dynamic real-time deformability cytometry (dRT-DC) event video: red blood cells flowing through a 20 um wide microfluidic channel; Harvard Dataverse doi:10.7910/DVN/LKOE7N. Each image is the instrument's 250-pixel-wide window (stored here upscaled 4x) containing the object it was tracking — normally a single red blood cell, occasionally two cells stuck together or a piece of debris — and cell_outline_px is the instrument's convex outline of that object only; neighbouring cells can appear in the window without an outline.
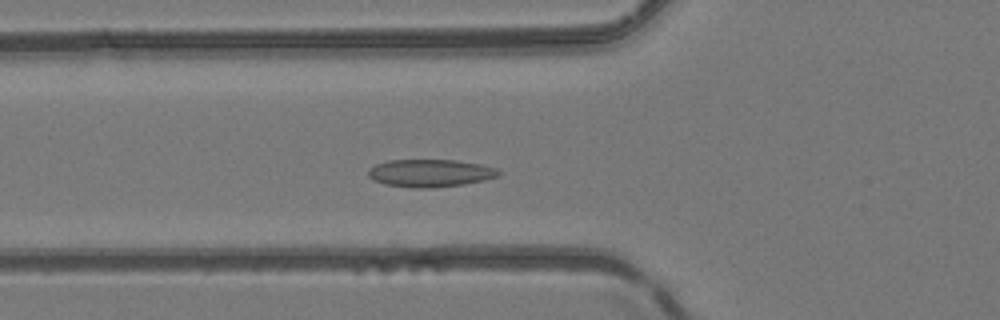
{"species": "common noctule bat (a hibernating species)", "species_latin": "Nyctalus noctula", "temperature_condition": "room temperature", "stored_images_in_passage": 48, "camera_frame_rate_fps": 3000, "um_per_image_px": 0.085, "animal": {"sex": "female", "body_mass_g": 24.6, "forearm_length_mm": 56.2}, "frame": {"image": 1, "passage_image": 16, "time_ms": 5.0, "image_size_px": [1000, 320], "cell_outline_px": [[500, 172], [496, 176], [484, 180], [464, 184], [432, 188], [416, 188], [384, 184], [372, 180], [368, 176], [368, 168], [376, 164], [388, 160], [456, 160], [480, 164], [496, 168]], "centroid_in_image_um": [36.52, 14.71], "position_along_channel_um": 89.3, "area_um2": 20.98}}
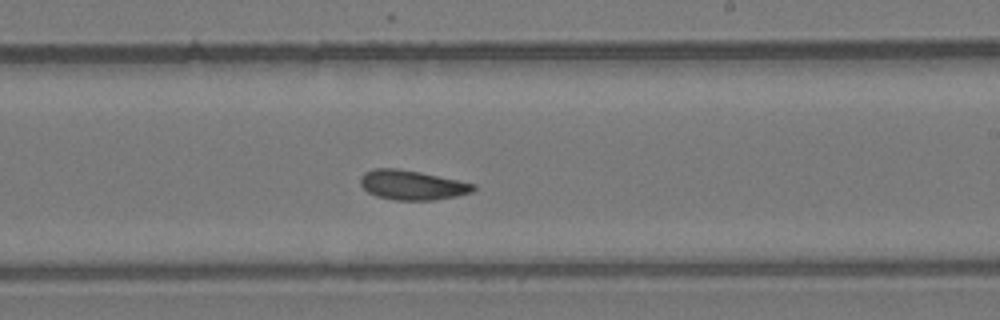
{"frame": {"image": 2, "passage_image": 28, "time_ms": 9.0, "image_size_px": [1000, 320], "cell_outline_px": [[476, 188], [472, 192], [456, 196], [432, 200], [396, 200], [376, 196], [368, 192], [360, 184], [360, 176], [364, 172], [372, 168], [396, 168], [420, 172], [476, 184]], "centroid_in_image_um": [35.0, 15.72], "position_along_channel_um": 254.0, "area_um2": 19.48}}
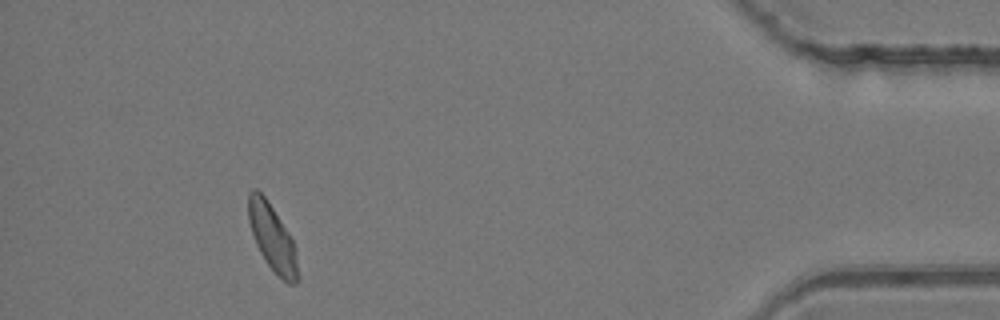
{"frame": {"image": 3, "passage_image": 44, "time_ms": 14.333, "image_size_px": [1000, 320], "cell_outline_px": [[300, 280], [292, 284], [288, 284], [268, 264], [260, 252], [256, 244], [248, 220], [248, 192], [252, 188], [256, 188], [268, 200], [288, 232], [296, 248], [300, 276]], "centroid_in_image_um": [23.17, 20.2], "position_along_channel_um": 412.0, "area_um2": 19.19}, "authors_computed_cell_mechanics": {"area_um2": 19.5075, "velocity_mm_per_s": 4.114, "shape_relaxation_time_tau1_ms": 10.2049, "shape_relaxation_time_tau2_ms": 2.1566, "deformation_change_tau1": 0.1396, "deformation_change_tau2": 0.0831}}